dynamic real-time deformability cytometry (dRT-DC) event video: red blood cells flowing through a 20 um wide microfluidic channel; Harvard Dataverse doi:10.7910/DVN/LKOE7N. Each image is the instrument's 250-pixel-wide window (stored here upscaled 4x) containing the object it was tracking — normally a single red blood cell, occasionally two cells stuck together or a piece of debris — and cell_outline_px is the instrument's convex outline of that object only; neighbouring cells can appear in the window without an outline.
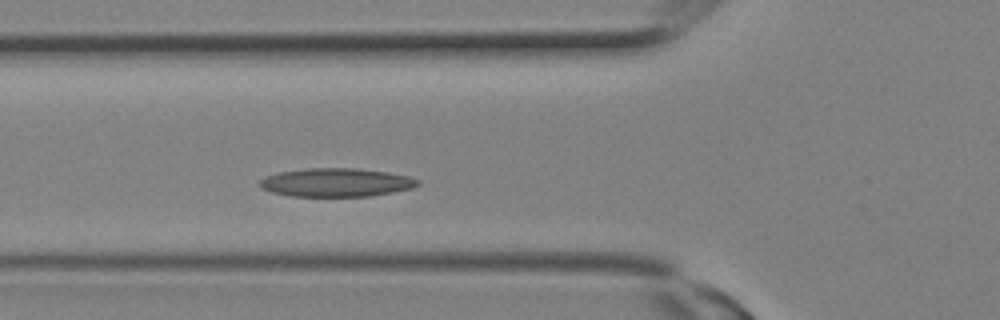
{"species": "Egyptian fruit bat (a non-hibernating species)", "species_latin": "Rousettus aegyptiacus", "temperature_condition": "room temperature", "stored_images_in_passage": 6, "camera_frame_rate_fps": 3000, "um_per_image_px": 0.085, "animal": {"sex": "female"}, "frame": {"image": 1, "passage_image": 6, "time_ms": 1.667, "image_size_px": [1000, 320], "cell_outline_px": [[420, 184], [412, 188], [392, 192], [368, 196], [292, 196], [272, 192], [260, 188], [260, 180], [264, 176], [276, 172], [304, 168], [356, 168], [388, 172], [408, 176], [420, 180]], "centroid_in_image_um": [28.55, 15.5], "position_along_channel_um": 97.3, "area_um2": 26.36}}